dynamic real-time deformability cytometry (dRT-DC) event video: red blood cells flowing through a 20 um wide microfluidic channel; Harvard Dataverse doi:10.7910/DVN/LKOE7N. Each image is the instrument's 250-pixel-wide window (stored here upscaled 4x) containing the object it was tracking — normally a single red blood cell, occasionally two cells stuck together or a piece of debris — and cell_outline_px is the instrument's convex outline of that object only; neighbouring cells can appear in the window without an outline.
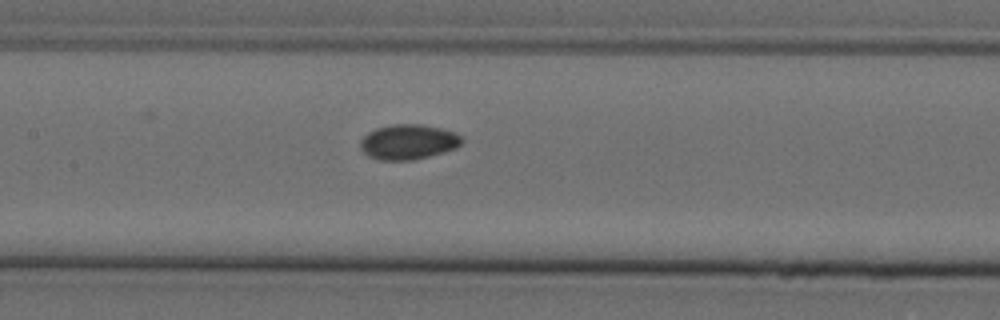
{"species": "Egyptian fruit bat (a non-hibernating species)", "species_latin": "Rousettus aegyptiacus", "temperature_condition": "cold", "stored_images_in_passage": 4, "camera_frame_rate_fps": 3000, "um_per_image_px": 0.085, "animal": {"sex": "female"}, "frame": {"image": 1, "passage_image": 4, "time_ms": 1.0, "image_size_px": [1000, 320], "cell_outline_px": [[464, 140], [456, 148], [444, 152], [412, 160], [380, 160], [368, 156], [360, 148], [360, 140], [368, 132], [376, 128], [392, 124], [420, 124], [440, 128], [464, 136]], "centroid_in_image_um": [34.7, 12.06], "position_along_channel_um": 172.7, "area_um2": 20.75}}